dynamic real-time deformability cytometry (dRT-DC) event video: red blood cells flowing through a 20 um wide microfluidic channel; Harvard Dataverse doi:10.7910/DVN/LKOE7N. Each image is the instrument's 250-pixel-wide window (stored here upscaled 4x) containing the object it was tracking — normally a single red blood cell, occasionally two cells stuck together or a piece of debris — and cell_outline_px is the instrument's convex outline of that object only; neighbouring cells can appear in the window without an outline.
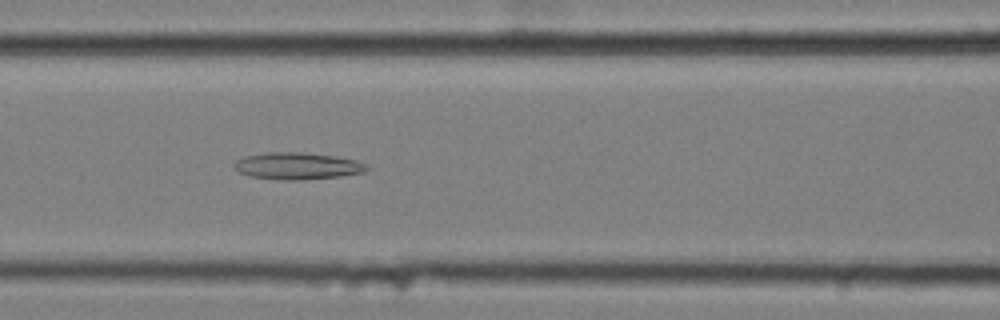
{"species": "common noctule bat (a hibernating species)", "species_latin": "Nyctalus noctula", "temperature_condition": "cold", "stored_images_in_passage": 46, "camera_frame_rate_fps": 3000, "um_per_image_px": 0.085, "animal": {"sex": "female", "body_mass_g": 25.1}, "frame": {"image": 1, "passage_image": 13, "time_ms": 4.0, "image_size_px": [1000, 320], "cell_outline_px": [[368, 168], [364, 172], [340, 176], [300, 180], [276, 180], [252, 176], [240, 172], [232, 164], [236, 160], [244, 156], [268, 152], [300, 152], [336, 156], [356, 160], [364, 164]], "centroid_in_image_um": [25.25, 14.1], "position_along_channel_um": 141.4, "area_um2": 20.69}}
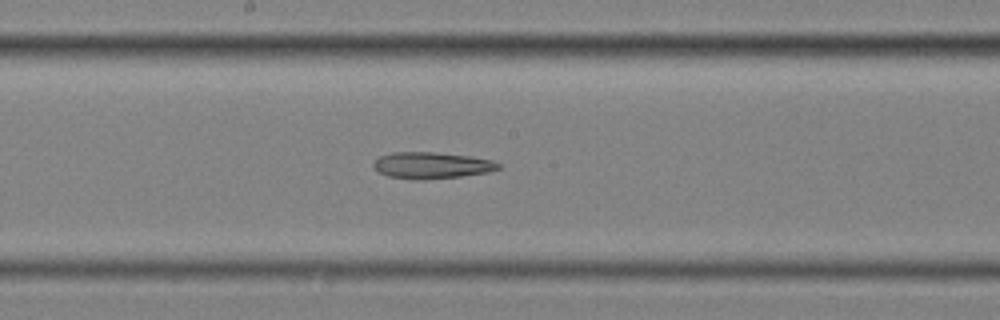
{"frame": {"image": 2, "passage_image": 19, "time_ms": 6.0, "image_size_px": [1000, 320], "cell_outline_px": [[500, 168], [488, 172], [460, 176], [424, 180], [412, 180], [388, 176], [380, 172], [372, 164], [380, 156], [392, 152], [436, 152], [468, 156], [492, 160], [500, 164]], "centroid_in_image_um": [36.68, 14.06], "position_along_channel_um": 211.5, "area_um2": 19.19}}
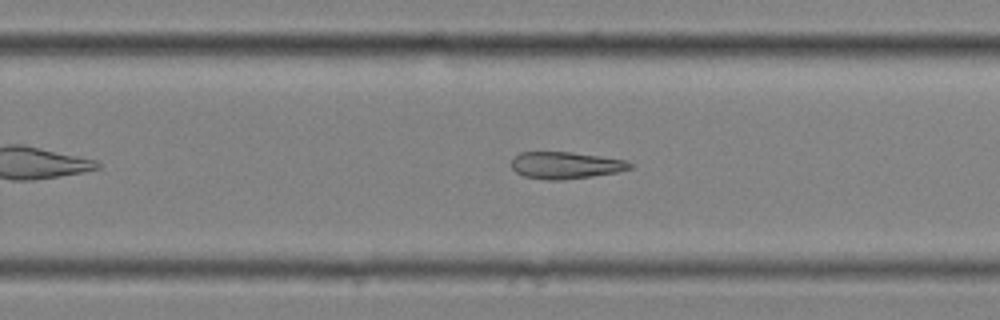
{"frame": {"image": 3, "passage_image": 25, "time_ms": 8.0, "image_size_px": [1000, 320], "cell_outline_px": [[636, 164], [632, 168], [616, 172], [592, 176], [564, 180], [548, 180], [524, 176], [516, 172], [512, 168], [512, 160], [520, 152], [572, 152], [628, 160]], "centroid_in_image_um": [48.13, 14.05], "position_along_channel_um": 281.7, "area_um2": 18.67}}